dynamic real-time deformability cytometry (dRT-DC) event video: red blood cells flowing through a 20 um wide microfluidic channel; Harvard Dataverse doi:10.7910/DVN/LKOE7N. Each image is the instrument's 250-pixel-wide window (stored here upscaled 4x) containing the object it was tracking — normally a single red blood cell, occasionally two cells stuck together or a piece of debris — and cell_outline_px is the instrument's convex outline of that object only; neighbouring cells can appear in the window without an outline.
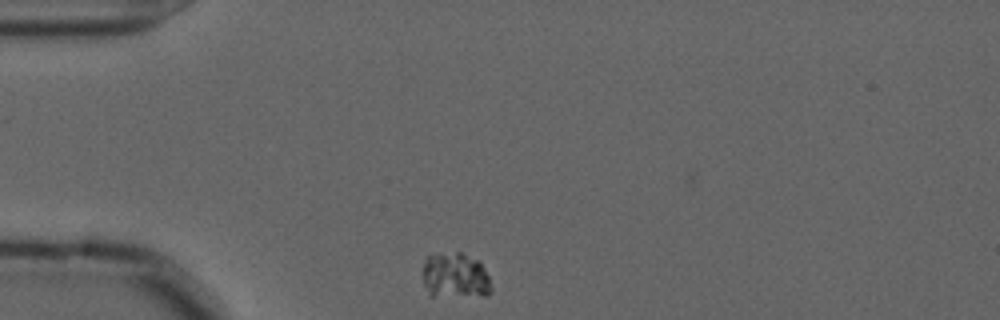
{"species": "common noctule bat (a hibernating species)", "species_latin": "Nyctalus noctula", "temperature_condition": "cold", "stored_images_in_passage": 46, "camera_frame_rate_fps": 3000, "um_per_image_px": 0.085, "animal": {"sex": "male", "forearm_length_mm": 52.5}, "frame": {"image": 1, "passage_image": 1, "time_ms": 0.0, "image_size_px": [1000, 320], "cell_outline_px": [[492, 292], [484, 296], [428, 296], [424, 284], [424, 264], [428, 256], [456, 252], [460, 252], [480, 260], [488, 276], [492, 288]], "centroid_in_image_um": [38.73, 23.46], "position_along_channel_um": 46.3, "area_um2": 18.32}}
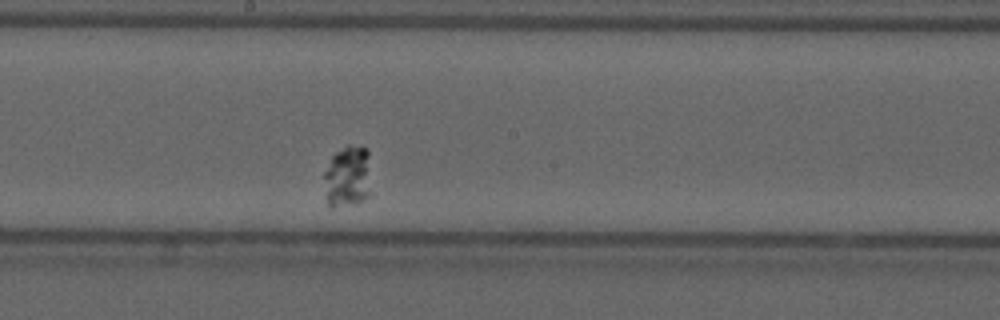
{"frame": {"image": 2, "passage_image": 19, "time_ms": 6.0, "image_size_px": [1000, 320], "cell_outline_px": [[368, 196], [364, 200], [352, 204], [332, 208], [328, 208], [324, 176], [324, 172], [332, 156], [336, 152], [348, 144], [368, 148]], "centroid_in_image_um": [29.51, 15.01], "position_along_channel_um": 218.7, "area_um2": 16.7}}
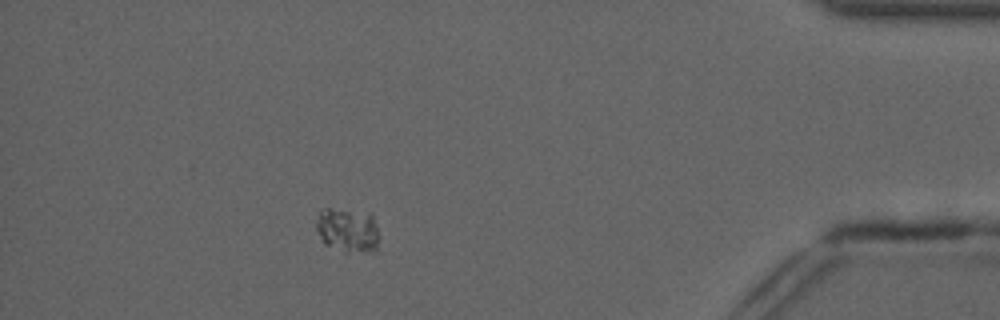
{"frame": {"image": 3, "passage_image": 40, "time_ms": 13.0, "image_size_px": [1000, 320], "cell_outline_px": [[376, 248], [364, 252], [344, 252], [324, 244], [316, 232], [316, 220], [320, 212], [324, 208], [328, 208], [372, 212], [376, 224]], "centroid_in_image_um": [29.51, 19.53], "position_along_channel_um": 405.7, "area_um2": 16.3}}